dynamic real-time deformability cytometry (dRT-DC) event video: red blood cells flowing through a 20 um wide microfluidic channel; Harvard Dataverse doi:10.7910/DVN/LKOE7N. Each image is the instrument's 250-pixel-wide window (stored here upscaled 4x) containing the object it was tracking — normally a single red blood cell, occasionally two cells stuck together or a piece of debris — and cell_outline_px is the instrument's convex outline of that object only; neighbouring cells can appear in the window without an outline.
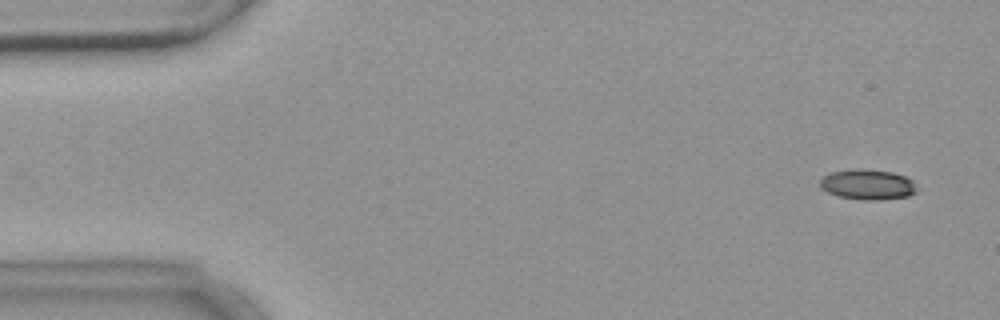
{"species": "common noctule bat (a hibernating species)", "species_latin": "Nyctalus noctula", "temperature_condition": "warm", "stored_images_in_passage": 4, "camera_frame_rate_fps": 3000, "um_per_image_px": 0.085, "animal": {"sex": "female", "body_mass_g": 18.4}, "frame": {"image": 1, "passage_image": 1, "time_ms": 0.0, "image_size_px": [1000, 320], "cell_outline_px": [[916, 192], [908, 196], [880, 200], [860, 200], [840, 196], [828, 192], [820, 188], [820, 180], [824, 176], [832, 172], [860, 168], [892, 172], [904, 176], [912, 180]], "centroid_in_image_um": [73.73, 15.69], "position_along_channel_um": 11.3, "area_um2": 16.94}}